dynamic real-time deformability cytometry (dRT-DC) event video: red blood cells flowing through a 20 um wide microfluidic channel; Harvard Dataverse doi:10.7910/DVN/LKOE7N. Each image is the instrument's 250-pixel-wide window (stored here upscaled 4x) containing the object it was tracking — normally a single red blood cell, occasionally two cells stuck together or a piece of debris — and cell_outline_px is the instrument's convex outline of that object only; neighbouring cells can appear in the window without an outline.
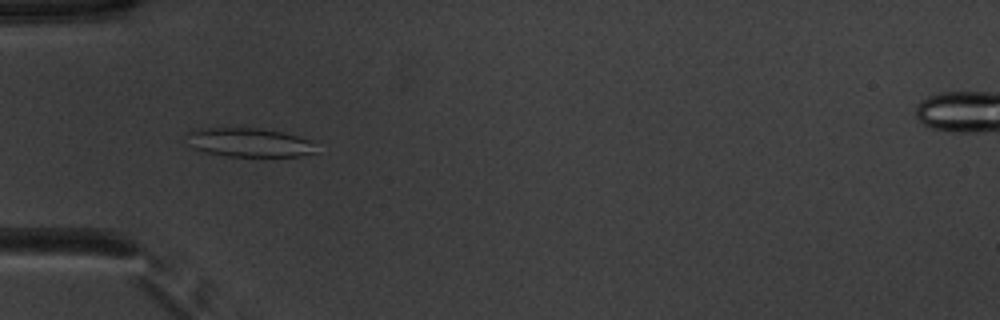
{"species": "common noctule bat (a hibernating species)", "species_latin": "Nyctalus noctula", "temperature_condition": "warm", "stored_images_in_passage": 51, "camera_frame_rate_fps": 3000, "um_per_image_px": 0.085, "animal": {"sex": "male", "body_mass_g": 20.1, "forearm_length_mm": 53.5}, "frame": {"image": 1, "passage_image": 16, "time_ms": 5.0, "image_size_px": [1000, 320], "cell_outline_px": [[316, 152], [300, 156], [224, 156], [204, 152], [196, 148], [188, 132], [200, 128], [260, 128], [280, 132], [296, 136], [308, 140]], "centroid_in_image_um": [21.2, 12.11], "position_along_channel_um": 63.8, "area_um2": 21.04}}
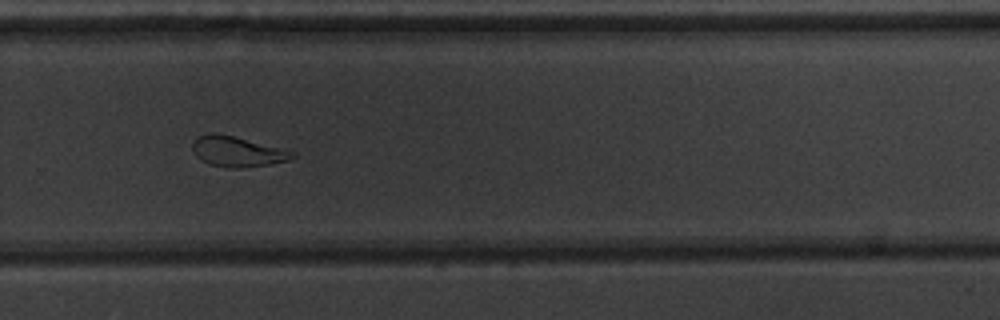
{"frame": {"image": 2, "passage_image": 35, "time_ms": 11.333, "image_size_px": [1000, 320], "cell_outline_px": [[296, 156], [288, 160], [268, 164], [240, 168], [228, 168], [208, 164], [200, 160], [196, 156], [192, 148], [192, 144], [200, 136], [212, 132], [232, 136], [284, 148], [296, 152]], "centroid_in_image_um": [20.19, 12.89], "position_along_channel_um": 309.6, "area_um2": 17.57}}
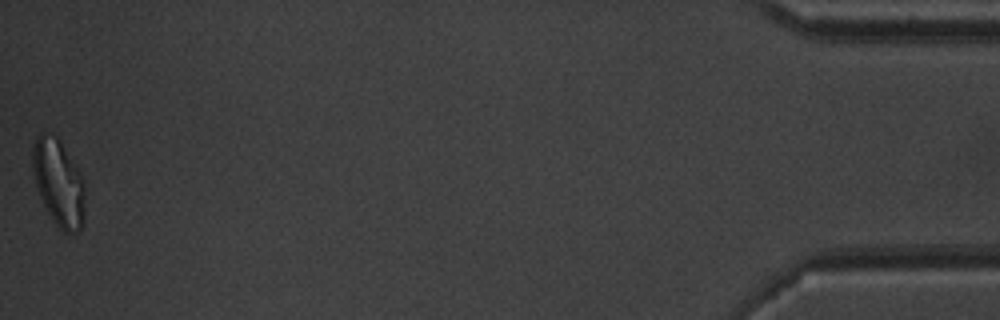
{"frame": {"image": 3, "passage_image": 51, "time_ms": 16.667, "image_size_px": [1000, 320], "cell_outline_px": [[84, 224], [80, 232], [72, 236], [64, 232], [56, 224], [48, 212], [36, 188], [32, 168], [32, 144], [36, 136], [40, 132], [44, 132], [56, 136], [60, 140], [80, 172], [84, 184]], "centroid_in_image_um": [4.98, 15.55], "position_along_channel_um": 430.2, "area_um2": 26.88}, "authors_computed_cell_mechanics": {"area_um2": 21.2704, "velocity_mm_per_s": 3.9254, "shape_relaxation_time_tau1_ms": 5.3277, "shape_relaxation_time_tau2_ms": 1.4412, "deformation_change_tau1": 0.1479, "deformation_change_tau2": 0.0882}}